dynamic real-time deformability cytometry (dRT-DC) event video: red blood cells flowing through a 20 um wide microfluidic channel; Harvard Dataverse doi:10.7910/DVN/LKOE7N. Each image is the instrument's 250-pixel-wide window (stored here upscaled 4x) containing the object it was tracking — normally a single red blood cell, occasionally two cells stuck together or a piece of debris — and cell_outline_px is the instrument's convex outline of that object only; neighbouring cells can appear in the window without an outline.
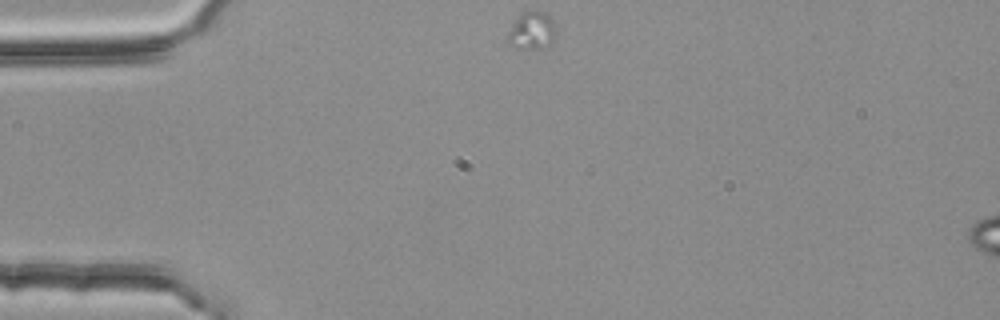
{"species": "common noctule bat (a hibernating species)", "species_latin": "Nyctalus noctula", "temperature_condition": "room temperature", "stored_images_in_passage": 8, "camera_frame_rate_fps": 3000, "um_per_image_px": 0.085, "animal": {"sex": "female", "body_mass_g": 25.1}, "frame": {"image": 1, "passage_image": 1, "time_ms": 0.0, "image_size_px": [1000, 320], "cell_outline_px": [[556, 36], [552, 44], [544, 48], [516, 48], [508, 44], [504, 40], [508, 32], [516, 20], [524, 12], [548, 12], [556, 24]], "centroid_in_image_um": [45.25, 2.64], "position_along_channel_um": 39.8, "area_um2": 10.81}}